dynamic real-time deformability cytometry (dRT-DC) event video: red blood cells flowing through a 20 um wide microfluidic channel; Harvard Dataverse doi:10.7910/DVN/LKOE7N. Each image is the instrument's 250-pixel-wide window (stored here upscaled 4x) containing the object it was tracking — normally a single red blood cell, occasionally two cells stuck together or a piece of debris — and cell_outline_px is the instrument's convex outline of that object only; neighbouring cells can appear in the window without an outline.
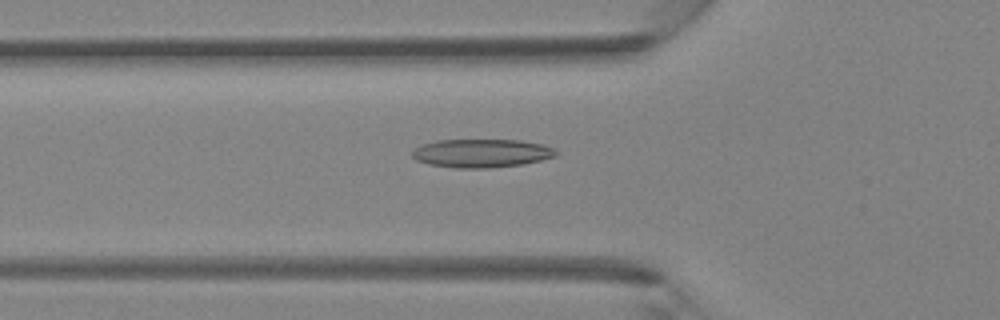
{"species": "Egyptian fruit bat (a non-hibernating species)", "species_latin": "Rousettus aegyptiacus", "temperature_condition": "room temperature", "stored_images_in_passage": 43, "camera_frame_rate_fps": 3000, "um_per_image_px": 0.085, "animal": {"sex": "female"}, "frame": {"image": 1, "passage_image": 15, "time_ms": 4.667, "image_size_px": [1000, 320], "cell_outline_px": [[556, 156], [524, 164], [488, 168], [456, 168], [428, 164], [416, 160], [412, 156], [412, 152], [420, 144], [436, 140], [520, 140], [540, 144], [552, 148], [556, 152]], "centroid_in_image_um": [40.88, 13.02], "position_along_channel_um": 84.9, "area_um2": 23.76}}
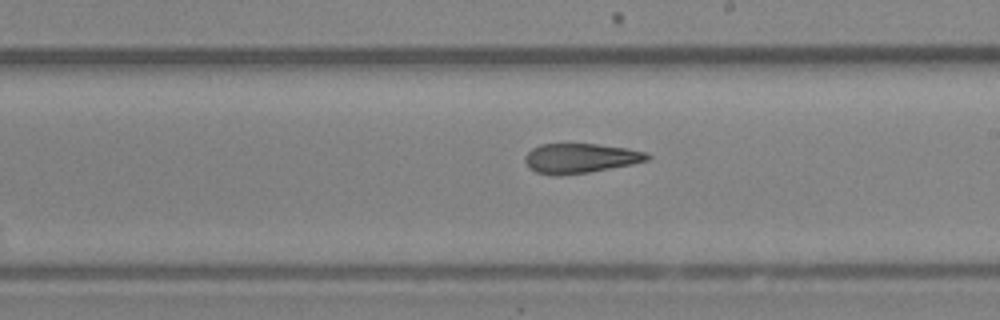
{"frame": {"image": 2, "passage_image": 25, "time_ms": 8.0, "image_size_px": [1000, 320], "cell_outline_px": [[652, 156], [648, 160], [632, 164], [588, 172], [560, 176], [556, 176], [536, 172], [528, 168], [524, 160], [524, 156], [532, 148], [540, 144], [596, 144], [624, 148], [644, 152]], "centroid_in_image_um": [49.27, 13.46], "position_along_channel_um": 239.7, "area_um2": 21.1}}
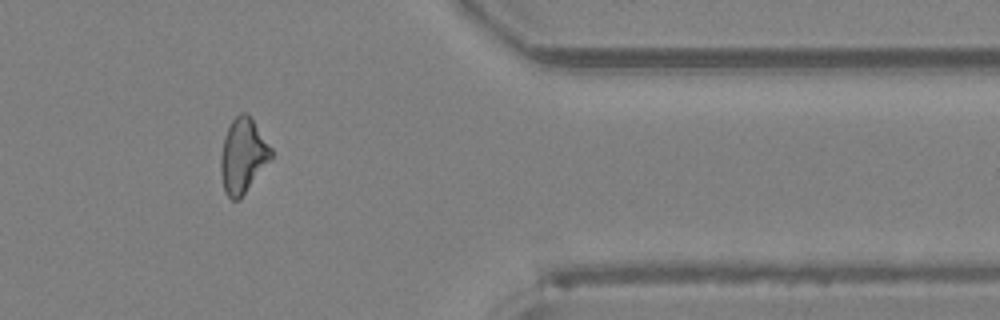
{"frame": {"image": 3, "passage_image": 36, "time_ms": 11.667, "image_size_px": [1000, 320], "cell_outline_px": [[272, 160], [240, 200], [232, 200], [228, 196], [224, 188], [220, 172], [220, 156], [224, 136], [232, 120], [240, 112], [244, 112], [252, 120], [272, 148]], "centroid_in_image_um": [20.66, 13.28], "position_along_channel_um": 390.7, "area_um2": 22.02}}